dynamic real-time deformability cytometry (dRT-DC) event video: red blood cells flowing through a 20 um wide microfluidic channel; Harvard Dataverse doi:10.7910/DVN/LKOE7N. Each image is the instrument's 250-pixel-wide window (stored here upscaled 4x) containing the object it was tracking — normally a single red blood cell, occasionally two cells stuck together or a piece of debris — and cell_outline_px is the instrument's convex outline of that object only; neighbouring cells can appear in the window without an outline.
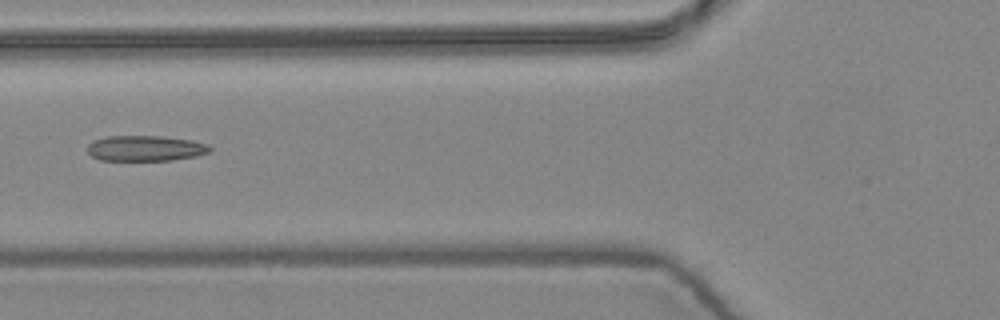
{"species": "common noctule bat (a hibernating species)", "species_latin": "Nyctalus noctula", "temperature_condition": "warm", "stored_images_in_passage": 7, "camera_frame_rate_fps": 3000, "um_per_image_px": 0.085, "animal": {"sex": "female", "body_mass_g": 24.6, "forearm_length_mm": 56.2}, "frame": {"image": 1, "passage_image": 5, "time_ms": 1.333, "image_size_px": [1000, 320], "cell_outline_px": [[212, 152], [196, 156], [172, 160], [100, 160], [92, 156], [88, 152], [88, 144], [92, 140], [108, 136], [160, 136], [192, 140], [208, 144], [212, 148]], "centroid_in_image_um": [12.38, 12.6], "position_along_channel_um": 113.4, "area_um2": 18.32}}
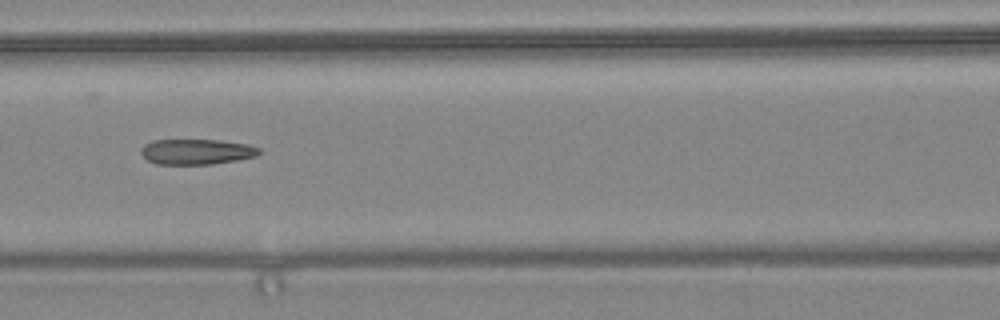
{"frame": {"image": 2, "passage_image": 6, "time_ms": 1.667, "image_size_px": [1000, 320], "cell_outline_px": [[260, 152], [256, 156], [236, 160], [212, 164], [156, 164], [148, 160], [140, 152], [140, 148], [144, 144], [152, 140], [220, 140], [248, 144], [260, 148]], "centroid_in_image_um": [16.69, 12.89], "position_along_channel_um": 149.9, "area_um2": 17.51}}
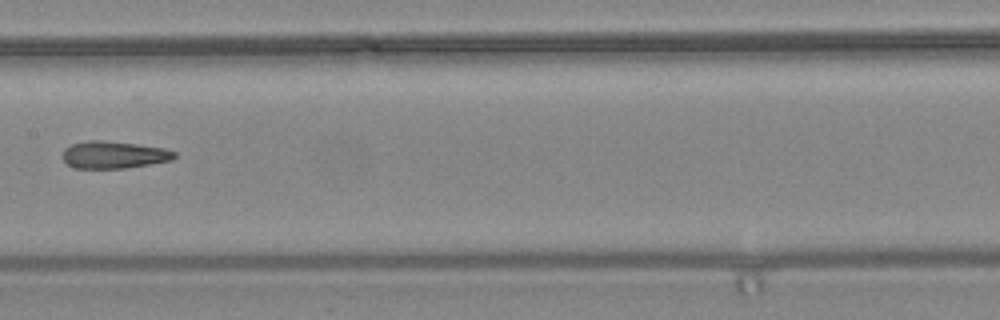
{"frame": {"image": 3, "passage_image": 7, "time_ms": 2.0, "image_size_px": [1000, 320], "cell_outline_px": [[176, 156], [172, 160], [128, 168], [76, 168], [68, 164], [60, 156], [64, 148], [72, 144], [88, 140], [100, 140], [136, 144], [164, 148], [176, 152]], "centroid_in_image_um": [9.66, 13.16], "position_along_channel_um": 197.7, "area_um2": 17.8}}